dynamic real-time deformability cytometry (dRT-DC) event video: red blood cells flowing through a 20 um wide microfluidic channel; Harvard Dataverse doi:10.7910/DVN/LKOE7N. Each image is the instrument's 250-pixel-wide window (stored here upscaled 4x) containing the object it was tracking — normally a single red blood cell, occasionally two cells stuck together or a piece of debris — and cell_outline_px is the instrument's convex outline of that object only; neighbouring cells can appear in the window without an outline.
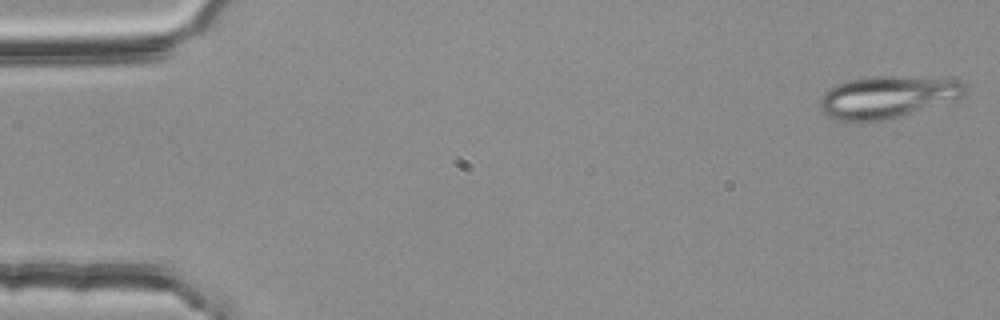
{"species": "common noctule bat (a hibernating species)", "species_latin": "Nyctalus noctula", "temperature_condition": "room temperature", "stored_images_in_passage": 53, "camera_frame_rate_fps": 3000, "um_per_image_px": 0.085, "animal": {"sex": "female", "body_mass_g": 25.1}, "frame": {"image": 1, "passage_image": 1, "time_ms": 0.0, "image_size_px": [1000, 320], "cell_outline_px": [[964, 96], [956, 100], [900, 116], [884, 120], [840, 120], [828, 116], [820, 108], [820, 96], [828, 88], [836, 84], [848, 80], [868, 76], [940, 76], [956, 80], [964, 84]], "centroid_in_image_um": [75.46, 8.2], "position_along_channel_um": 9.5, "area_um2": 35.89}}
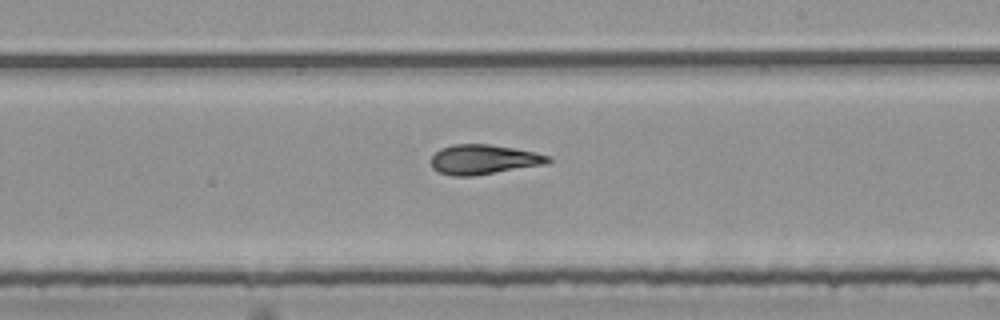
{"frame": {"image": 2, "passage_image": 31, "time_ms": 10.0, "image_size_px": [1000, 320], "cell_outline_px": [[552, 160], [544, 164], [472, 176], [452, 176], [440, 172], [432, 168], [432, 156], [440, 148], [452, 144], [488, 144], [512, 148], [552, 156]], "centroid_in_image_um": [41.08, 13.55], "position_along_channel_um": 247.9, "area_um2": 20.0}}
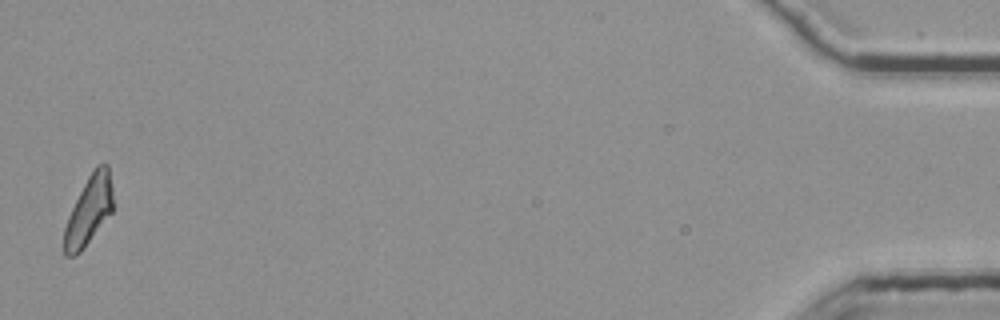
{"frame": {"image": 3, "passage_image": 53, "time_ms": 17.333, "image_size_px": [1000, 320], "cell_outline_px": [[112, 212], [84, 248], [76, 256], [64, 256], [64, 228], [68, 216], [88, 176], [96, 164], [108, 164], [112, 188]], "centroid_in_image_um": [7.55, 17.9], "position_along_channel_um": 427.6, "area_um2": 19.42}, "authors_computed_cell_mechanics": {"area_um2": 20.2878, "velocity_mm_per_s": 3.7723, "shape_relaxation_time_tau1_ms": null, "shape_relaxation_time_tau2_ms": 3.0251, "deformation_change_tau1": null, "deformation_change_tau2": 0.0988}}